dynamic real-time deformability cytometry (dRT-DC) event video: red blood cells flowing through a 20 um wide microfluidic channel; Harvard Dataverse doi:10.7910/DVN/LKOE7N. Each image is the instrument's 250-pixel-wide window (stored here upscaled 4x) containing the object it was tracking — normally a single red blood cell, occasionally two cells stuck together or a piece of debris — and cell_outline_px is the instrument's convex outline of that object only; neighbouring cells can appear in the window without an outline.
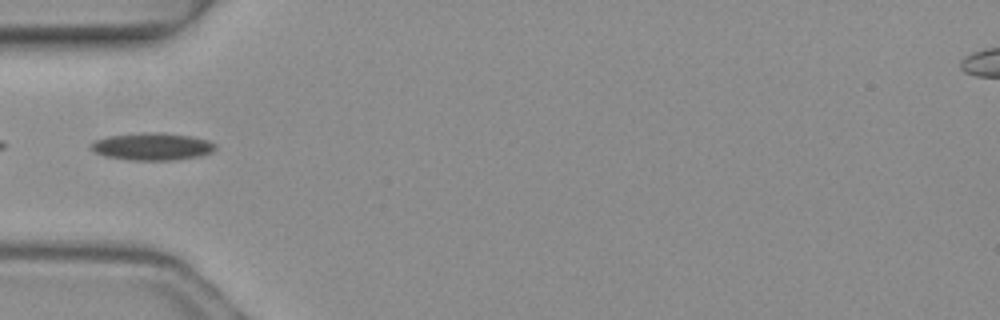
{"species": "common noctule bat (a hibernating species)", "species_latin": "Nyctalus noctula", "temperature_condition": "warm", "stored_images_in_passage": 2, "camera_frame_rate_fps": 3000, "um_per_image_px": 0.085, "animal": {"sex": "female", "body_mass_g": 19.3, "forearm_length_mm": 54.1}, "frame": {"image": 1, "passage_image": 2, "time_ms": 0.333, "image_size_px": [1000, 320], "cell_outline_px": [[216, 148], [212, 152], [200, 156], [172, 160], [128, 160], [104, 156], [92, 152], [88, 144], [96, 140], [108, 136], [140, 132], [164, 132], [192, 136], [208, 140], [216, 144]], "centroid_in_image_um": [12.91, 12.45], "position_along_channel_um": 72.1, "area_um2": 20.23}}